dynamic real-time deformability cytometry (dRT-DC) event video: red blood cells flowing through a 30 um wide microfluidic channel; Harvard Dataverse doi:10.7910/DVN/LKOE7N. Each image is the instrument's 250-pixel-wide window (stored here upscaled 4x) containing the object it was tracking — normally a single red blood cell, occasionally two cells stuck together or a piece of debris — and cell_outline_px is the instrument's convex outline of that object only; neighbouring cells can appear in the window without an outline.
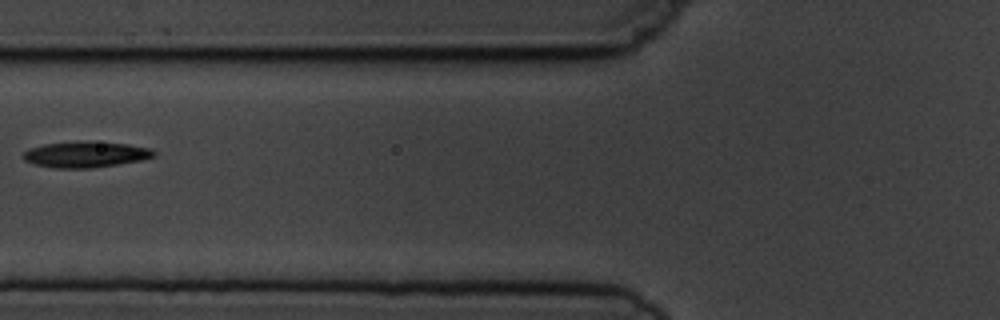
{"species": "common noctule bat (a hibernating species)", "species_latin": "Nyctalus noctula", "temperature_condition": "cold", "stored_images_in_passage": 4, "camera_frame_rate_fps": 3000, "um_per_image_px": 0.085, "animal": {"sex": "male", "body_mass_g": 19.5, "forearm_length_mm": 54.6}, "frame": {"image": 1, "passage_image": 3, "time_ms": 2.333, "image_size_px": [1000, 320], "cell_outline_px": [[156, 156], [140, 160], [92, 168], [56, 168], [32, 164], [24, 160], [24, 152], [28, 148], [44, 144], [76, 140], [84, 140], [128, 144], [152, 148], [156, 152]], "centroid_in_image_um": [7.27, 13.11], "position_along_channel_um": 118.5, "area_um2": 20.06}}
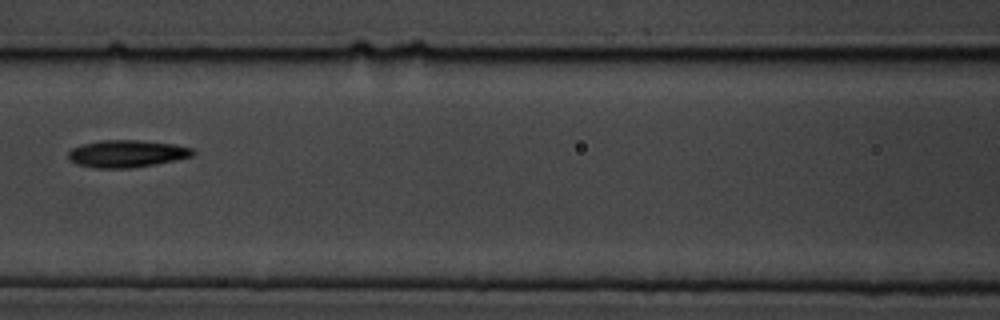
{"frame": {"image": 2, "passage_image": 4, "time_ms": 3.333, "image_size_px": [1000, 320], "cell_outline_px": [[196, 152], [192, 156], [152, 164], [128, 168], [96, 168], [76, 164], [68, 160], [68, 152], [72, 148], [84, 144], [100, 140], [140, 140], [172, 144], [192, 148]], "centroid_in_image_um": [10.72, 13.06], "position_along_channel_um": 155.9, "area_um2": 19.54}}